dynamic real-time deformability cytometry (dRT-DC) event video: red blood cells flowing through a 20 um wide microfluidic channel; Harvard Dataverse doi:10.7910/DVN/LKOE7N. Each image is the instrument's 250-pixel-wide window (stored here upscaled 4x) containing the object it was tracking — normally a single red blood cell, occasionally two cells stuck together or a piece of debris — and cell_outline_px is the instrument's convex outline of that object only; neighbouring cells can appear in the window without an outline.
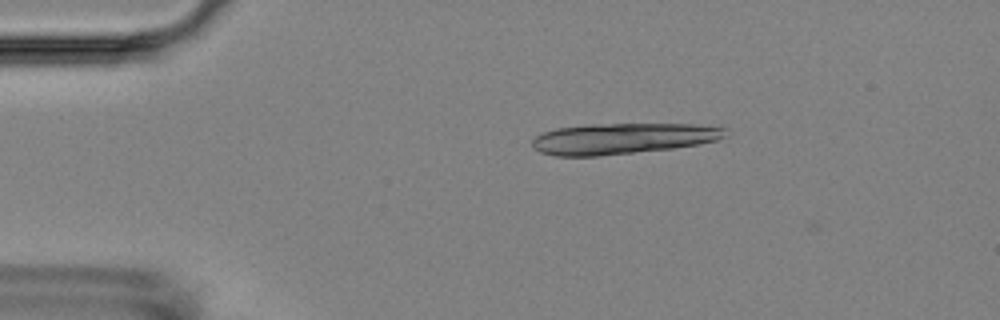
{"species": "Egyptian fruit bat (a non-hibernating species)", "species_latin": "Rousettus aegyptiacus", "temperature_condition": "room temperature", "stored_images_in_passage": 10, "segment_of_instrument_passage": [1, 2], "camera_frame_rate_fps": 3000, "um_per_image_px": 0.085, "animal": {"sex": "female"}, "frame": {"image": 1, "passage_image": 3, "time_ms": 2.0, "image_size_px": [1000, 320], "cell_outline_px": [[728, 136], [716, 140], [696, 144], [672, 148], [600, 156], [556, 156], [540, 152], [532, 148], [532, 140], [536, 136], [544, 132], [556, 128], [592, 124], [696, 124], [728, 128]], "centroid_in_image_um": [52.93, 11.77], "position_along_channel_um": 32.1, "area_um2": 34.85}}